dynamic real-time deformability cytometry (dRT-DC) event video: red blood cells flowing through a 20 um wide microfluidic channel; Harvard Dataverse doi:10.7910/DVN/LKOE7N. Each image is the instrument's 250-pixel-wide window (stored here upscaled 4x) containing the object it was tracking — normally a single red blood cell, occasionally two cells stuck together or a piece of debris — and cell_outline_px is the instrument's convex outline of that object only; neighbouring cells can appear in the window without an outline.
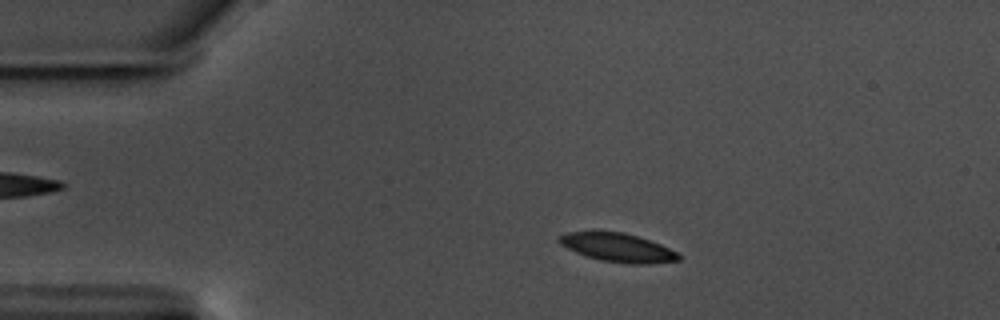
{"species": "common noctule bat (a hibernating species)", "species_latin": "Nyctalus noctula", "temperature_condition": "warm", "stored_images_in_passage": 56, "camera_frame_rate_fps": 3000, "um_per_image_px": 0.085, "animal": {"sex": "male", "body_mass_g": 17.5, "forearm_length_mm": 52.3}, "frame": {"image": 1, "passage_image": 10, "time_ms": 3.0, "image_size_px": [1000, 320], "cell_outline_px": [[680, 260], [648, 264], [628, 264], [600, 260], [584, 256], [560, 244], [556, 240], [560, 236], [568, 232], [624, 232], [660, 244], [676, 252], [680, 256]], "centroid_in_image_um": [52.49, 21.06], "position_along_channel_um": 32.5, "area_um2": 19.71}}
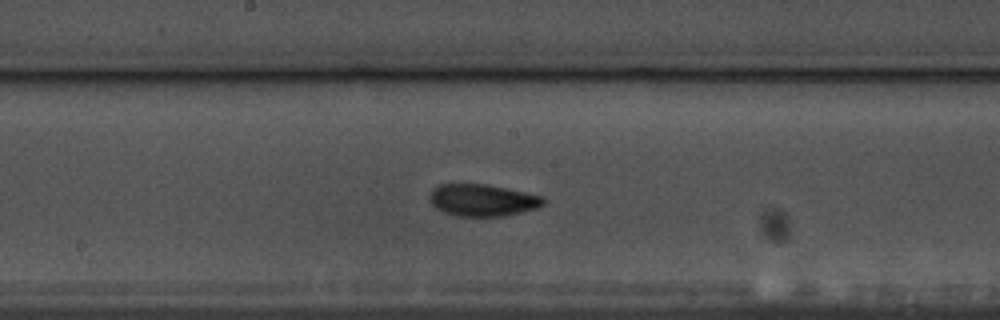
{"frame": {"image": 2, "passage_image": 29, "time_ms": 9.333, "image_size_px": [1000, 320], "cell_outline_px": [[544, 204], [536, 208], [520, 212], [500, 216], [456, 216], [444, 212], [436, 208], [432, 204], [432, 188], [440, 184], [484, 184], [544, 196]], "centroid_in_image_um": [41.01, 17.01], "position_along_channel_um": 207.2, "area_um2": 20.81}}
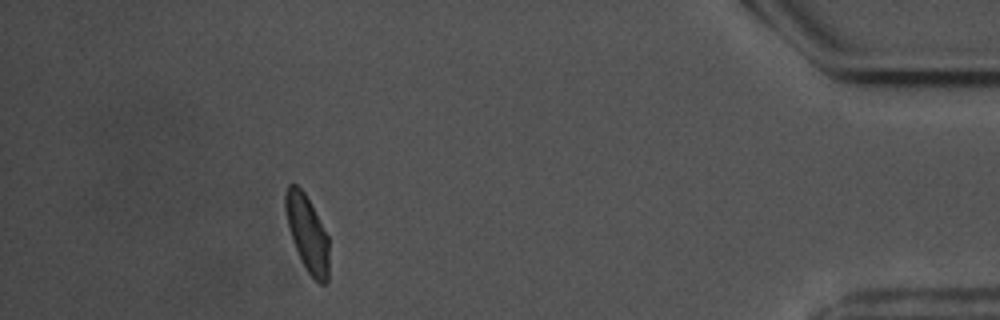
{"frame": {"image": 3, "passage_image": 51, "time_ms": 16.667, "image_size_px": [1000, 320], "cell_outline_px": [[328, 280], [324, 284], [320, 284], [308, 272], [300, 260], [292, 240], [284, 208], [284, 196], [288, 184], [296, 184], [304, 192], [328, 236]], "centroid_in_image_um": [26.1, 19.83], "position_along_channel_um": 409.1, "area_um2": 19.13}, "authors_computed_cell_mechanics": {"area_um2": 19.9988, "velocity_mm_per_s": 3.5202, "shape_relaxation_time_tau1_ms": 2.3074, "shape_relaxation_time_tau2_ms": 1.7935, "deformation_change_tau1": 0.1237, "deformation_change_tau2": 0.0733}}